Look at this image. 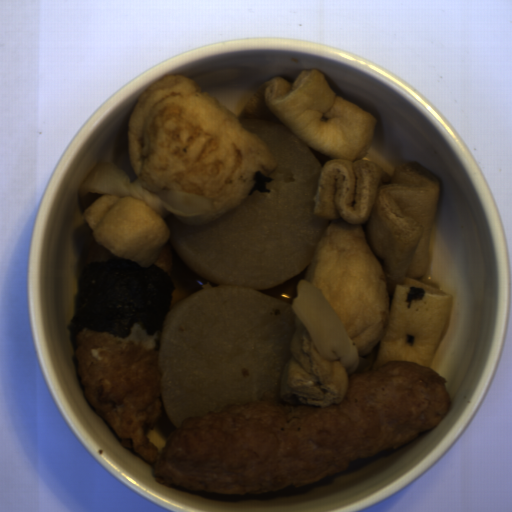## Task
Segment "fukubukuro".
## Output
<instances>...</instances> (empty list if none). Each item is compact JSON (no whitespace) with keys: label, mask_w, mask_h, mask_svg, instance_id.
Returning <instances> with one entry per match:
<instances>
[{"label":"fukubukuro","mask_w":512,"mask_h":512,"mask_svg":"<svg viewBox=\"0 0 512 512\" xmlns=\"http://www.w3.org/2000/svg\"><path fill=\"white\" fill-rule=\"evenodd\" d=\"M135 179L111 162L95 166L78 195L97 244L149 268L170 239L166 222L199 226L249 196L257 171L278 162L262 138L194 80L171 74L139 96L128 123Z\"/></svg>","instance_id":"fukubukuro-1"},{"label":"fukubukuro","mask_w":512,"mask_h":512,"mask_svg":"<svg viewBox=\"0 0 512 512\" xmlns=\"http://www.w3.org/2000/svg\"><path fill=\"white\" fill-rule=\"evenodd\" d=\"M291 308L296 330L280 377V398L322 409L340 404L349 376L388 330L392 294L361 224L328 220Z\"/></svg>","instance_id":"fukubukuro-2"}]
</instances>
